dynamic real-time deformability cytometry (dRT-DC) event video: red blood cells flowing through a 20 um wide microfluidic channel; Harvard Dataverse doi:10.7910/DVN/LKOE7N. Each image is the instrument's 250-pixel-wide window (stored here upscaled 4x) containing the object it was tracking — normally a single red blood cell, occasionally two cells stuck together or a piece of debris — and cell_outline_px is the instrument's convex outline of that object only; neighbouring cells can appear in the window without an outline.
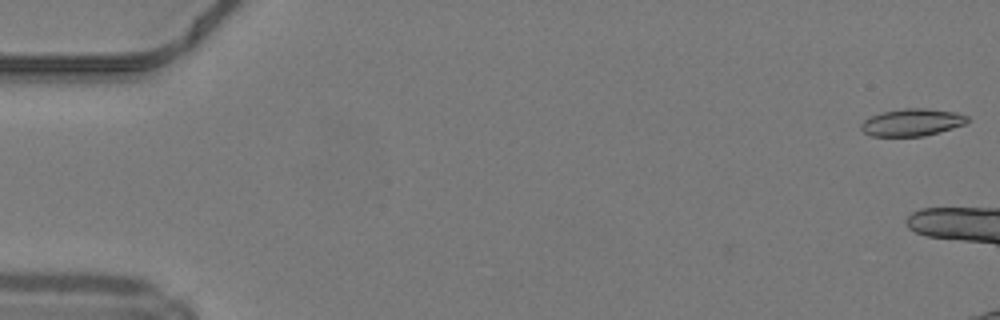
{"species": "common noctule bat (a hibernating species)", "species_latin": "Nyctalus noctula", "temperature_condition": "warm", "stored_images_in_passage": 7, "camera_frame_rate_fps": 3000, "um_per_image_px": 0.085, "animal": {"sex": "male", "body_mass_g": 19.2, "forearm_length_mm": 51.8}, "frame": {"image": 1, "passage_image": 1, "time_ms": 0.0, "image_size_px": [1000, 320], "cell_outline_px": [[968, 120], [964, 124], [952, 128], [924, 136], [872, 136], [864, 132], [860, 128], [860, 124], [864, 120], [880, 112], [904, 108], [924, 108], [956, 112], [968, 116]], "centroid_in_image_um": [77.5, 10.39], "position_along_channel_um": 7.5, "area_um2": 16.82}}